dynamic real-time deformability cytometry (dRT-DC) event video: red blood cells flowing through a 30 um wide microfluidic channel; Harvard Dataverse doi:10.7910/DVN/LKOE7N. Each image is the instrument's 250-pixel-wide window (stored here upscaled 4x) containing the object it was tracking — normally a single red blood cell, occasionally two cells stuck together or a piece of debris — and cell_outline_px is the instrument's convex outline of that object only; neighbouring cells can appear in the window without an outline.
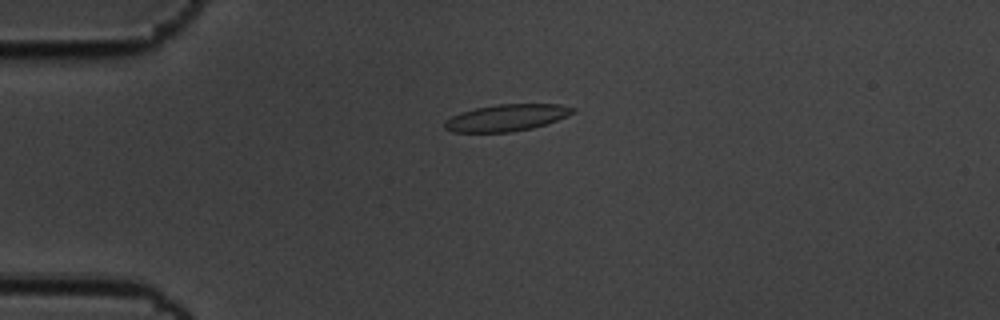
{"species": "common noctule bat (a hibernating species)", "species_latin": "Nyctalus noctula", "temperature_condition": "cold", "stored_images_in_passage": 50, "camera_frame_rate_fps": 3000, "um_per_image_px": 0.085, "animal": {"sex": "male", "body_mass_g": 19.5, "forearm_length_mm": 54.6}, "frame": {"image": 1, "passage_image": 6, "time_ms": 1.667, "image_size_px": [1000, 320], "cell_outline_px": [[576, 112], [568, 116], [532, 128], [512, 132], [452, 132], [444, 128], [444, 120], [460, 112], [476, 108], [496, 104], [560, 104], [576, 108]], "centroid_in_image_um": [43.05, 10.0], "position_along_channel_um": 41.9, "area_um2": 20.06}}
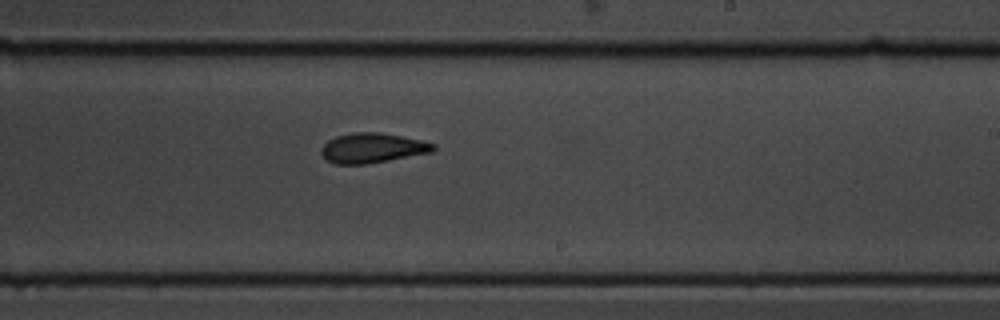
{"frame": {"image": 2, "passage_image": 27, "time_ms": 8.667, "image_size_px": [1000, 320], "cell_outline_px": [[436, 148], [432, 152], [388, 160], [364, 164], [336, 164], [328, 160], [320, 152], [320, 148], [328, 140], [336, 136], [352, 132], [380, 132], [420, 140], [436, 144]], "centroid_in_image_um": [31.64, 12.57], "position_along_channel_um": 257.4, "area_um2": 19.36}}
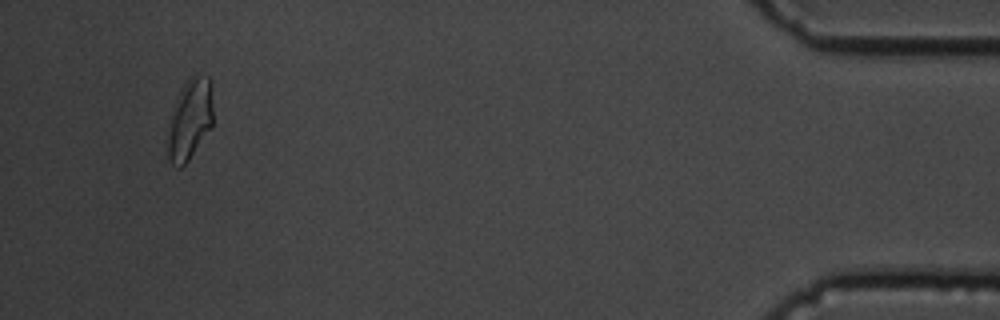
{"frame": {"image": 3, "passage_image": 47, "time_ms": 15.333, "image_size_px": [1000, 320], "cell_outline_px": [[212, 124], [188, 160], [180, 168], [176, 168], [168, 160], [168, 140], [172, 116], [176, 96], [188, 76], [208, 76], [212, 88]], "centroid_in_image_um": [16.14, 10.12], "position_along_channel_um": 419.1, "area_um2": 20.87}, "authors_computed_cell_mechanics": {"area_um2": 19.941, "velocity_mm_per_s": 3.464, "shape_relaxation_time_tau1_ms": 6.7293, "shape_relaxation_time_tau2_ms": 2.3661, "deformation_change_tau1": 0.1436, "deformation_change_tau2": 0.084}}